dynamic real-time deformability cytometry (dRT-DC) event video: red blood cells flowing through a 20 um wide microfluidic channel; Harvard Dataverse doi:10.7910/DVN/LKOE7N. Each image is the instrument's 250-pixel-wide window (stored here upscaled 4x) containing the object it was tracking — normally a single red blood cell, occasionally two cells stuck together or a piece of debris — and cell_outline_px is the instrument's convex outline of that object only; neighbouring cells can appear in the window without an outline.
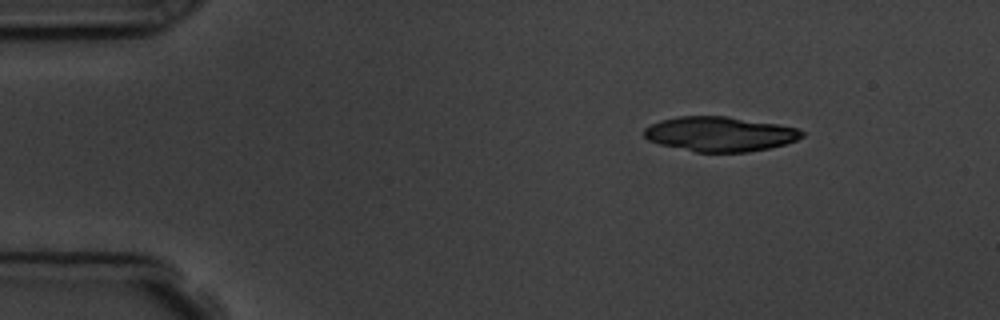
{"species": "common noctule bat (a hibernating species)", "species_latin": "Nyctalus noctula", "temperature_condition": "room temperature", "stored_images_in_passage": 4, "segment_of_instrument_passage": [1, 2], "camera_frame_rate_fps": 3000, "um_per_image_px": 0.085, "animal": {"sex": "male", "body_mass_g": 19.5, "forearm_length_mm": 54.6}, "frame": {"image": 1, "passage_image": 1, "time_ms": 0.0, "image_size_px": [1000, 320], "cell_outline_px": [[804, 136], [796, 140], [784, 144], [768, 148], [748, 152], [696, 152], [660, 144], [648, 140], [644, 136], [644, 128], [660, 120], [676, 116], [724, 116], [776, 124], [796, 128], [804, 132]], "centroid_in_image_um": [61.16, 11.39], "position_along_channel_um": 23.8, "area_um2": 31.73}}